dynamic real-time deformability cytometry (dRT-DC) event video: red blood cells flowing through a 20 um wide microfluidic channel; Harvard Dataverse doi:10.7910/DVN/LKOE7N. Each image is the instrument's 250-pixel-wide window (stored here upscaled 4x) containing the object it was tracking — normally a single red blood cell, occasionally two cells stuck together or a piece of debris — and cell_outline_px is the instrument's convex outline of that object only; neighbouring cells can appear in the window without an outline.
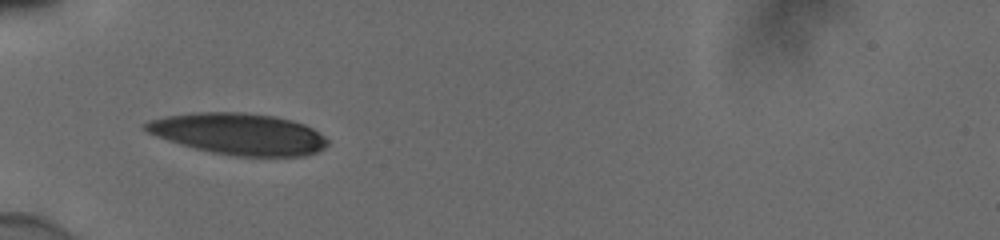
{"species": "human", "species_latin": "Homo sapiens", "temperature_condition": "cold", "stored_images_in_passage": 36, "camera_frame_rate_fps": 3000, "um_per_image_px": 0.085, "donor": {"sex": "male"}, "frame": {"image": 1, "passage_image": 1, "time_ms": 0.0, "image_size_px": [1000, 240], "cell_outline_px": [[328, 144], [324, 148], [316, 152], [304, 156], [236, 156], [212, 152], [180, 144], [156, 136], [140, 128], [148, 120], [164, 116], [192, 112], [244, 112], [272, 116], [292, 120], [304, 124], [312, 128], [324, 136], [328, 140]], "centroid_in_image_um": [20.26, 11.37], "position_along_channel_um": 64.7, "area_um2": 43.99}}
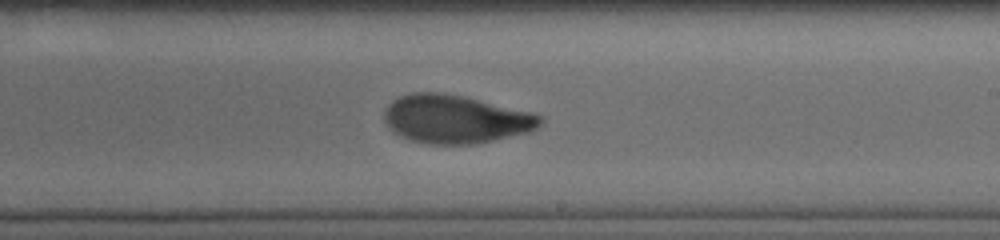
{"frame": {"image": 2, "passage_image": 16, "time_ms": 5.0, "image_size_px": [1000, 240], "cell_outline_px": [[544, 124], [528, 132], [476, 144], [428, 144], [408, 140], [392, 132], [388, 128], [384, 120], [384, 112], [388, 104], [392, 100], [400, 96], [412, 92], [436, 92], [460, 96], [532, 112], [544, 116]], "centroid_in_image_um": [38.7, 10.14], "position_along_channel_um": 250.3, "area_um2": 44.04}}
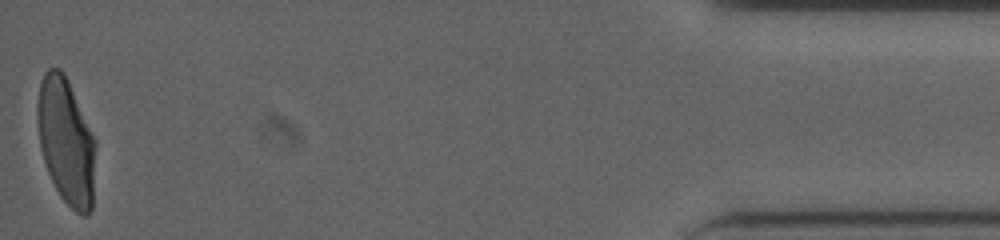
{"frame": {"image": 3, "passage_image": 36, "time_ms": 11.667, "image_size_px": [1000, 240], "cell_outline_px": [[96, 144], [92, 208], [88, 216], [84, 216], [76, 212], [60, 196], [48, 172], [40, 148], [36, 120], [36, 104], [40, 80], [44, 72], [48, 68], [60, 68], [64, 72], [68, 80], [96, 140]], "centroid_in_image_um": [5.61, 11.98], "position_along_channel_um": 429.6, "area_um2": 43.23}, "authors_computed_cell_mechanics": {"area_um2": 44.0147, "velocity_mm_per_s": 3.8601, "shape_relaxation_time_tau1_ms": 4.3574, "shape_relaxation_time_tau2_ms": 2.1657, "deformation_change_tau1": 0.1946, "deformation_change_tau2": 0.0669}}